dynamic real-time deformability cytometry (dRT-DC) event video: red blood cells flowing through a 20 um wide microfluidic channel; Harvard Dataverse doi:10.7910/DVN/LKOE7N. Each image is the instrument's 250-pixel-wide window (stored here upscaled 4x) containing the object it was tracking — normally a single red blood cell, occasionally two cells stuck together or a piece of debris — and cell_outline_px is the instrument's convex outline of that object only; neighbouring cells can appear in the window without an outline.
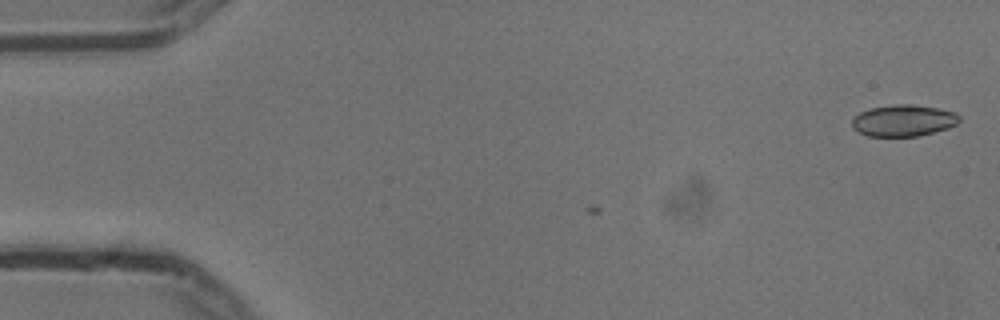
{"species": "common noctule bat (a hibernating species)", "species_latin": "Nyctalus noctula", "temperature_condition": "cold", "stored_images_in_passage": 3, "camera_frame_rate_fps": 3000, "um_per_image_px": 0.085, "animal": {"sex": "male", "body_mass_g": 13.3}, "frame": {"image": 1, "passage_image": 3, "time_ms": 0.667, "image_size_px": [1000, 320], "cell_outline_px": [[960, 120], [956, 124], [948, 128], [916, 136], [868, 136], [852, 128], [852, 120], [860, 112], [872, 108], [896, 104], [912, 104], [936, 108], [956, 112], [960, 116]], "centroid_in_image_um": [76.8, 10.24], "position_along_channel_um": 8.2, "area_um2": 19.54}}